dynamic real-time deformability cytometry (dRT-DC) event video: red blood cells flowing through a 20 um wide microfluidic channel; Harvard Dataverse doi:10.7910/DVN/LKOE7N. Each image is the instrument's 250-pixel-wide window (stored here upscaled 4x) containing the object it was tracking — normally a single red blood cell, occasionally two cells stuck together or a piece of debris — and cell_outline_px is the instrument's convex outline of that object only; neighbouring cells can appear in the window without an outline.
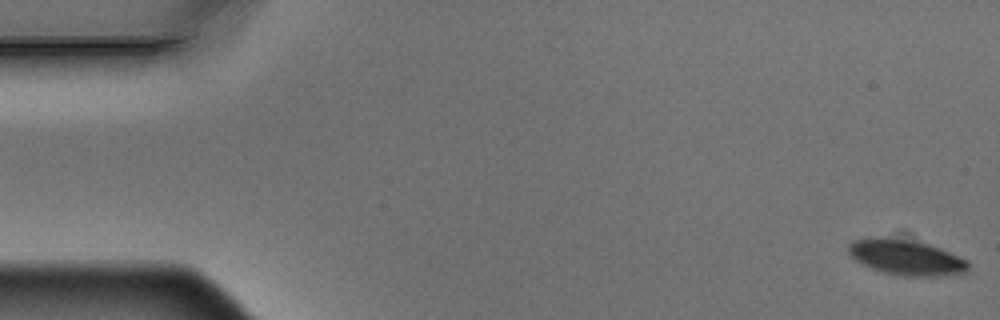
{"species": "Egyptian fruit bat (a non-hibernating species)", "species_latin": "Rousettus aegyptiacus", "temperature_condition": "warm", "stored_images_in_passage": 5, "camera_frame_rate_fps": 3000, "um_per_image_px": 0.085, "animal": {"sex": "male"}, "frame": {"image": 1, "passage_image": 1, "time_ms": 0.0, "image_size_px": [1000, 320], "cell_outline_px": [[968, 268], [964, 272], [940, 276], [904, 276], [884, 272], [872, 268], [856, 260], [848, 252], [848, 244], [852, 240], [880, 236], [884, 236], [928, 244], [940, 248], [968, 260]], "centroid_in_image_um": [77.0, 21.87], "position_along_channel_um": 8.0, "area_um2": 24.45}}
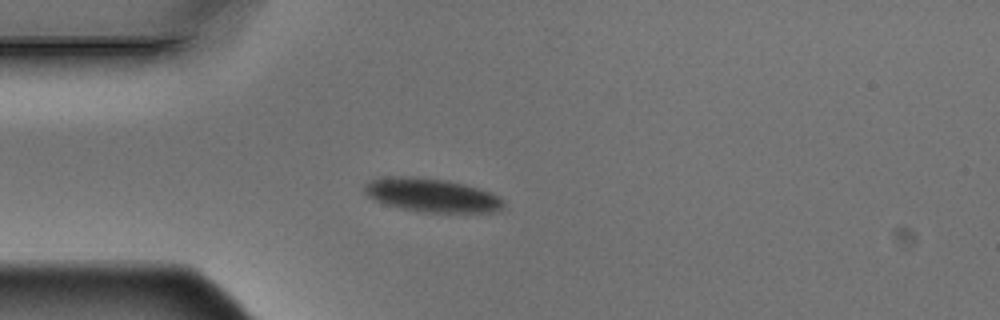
{"frame": {"image": 2, "passage_image": 4, "time_ms": 1.0, "image_size_px": [1000, 320], "cell_outline_px": [[504, 208], [496, 212], [416, 212], [400, 208], [376, 200], [368, 196], [364, 192], [364, 184], [372, 180], [392, 176], [412, 176], [448, 180], [464, 184], [492, 192], [500, 196], [504, 200]], "centroid_in_image_um": [36.75, 16.59], "position_along_channel_um": 48.3, "area_um2": 27.4}}